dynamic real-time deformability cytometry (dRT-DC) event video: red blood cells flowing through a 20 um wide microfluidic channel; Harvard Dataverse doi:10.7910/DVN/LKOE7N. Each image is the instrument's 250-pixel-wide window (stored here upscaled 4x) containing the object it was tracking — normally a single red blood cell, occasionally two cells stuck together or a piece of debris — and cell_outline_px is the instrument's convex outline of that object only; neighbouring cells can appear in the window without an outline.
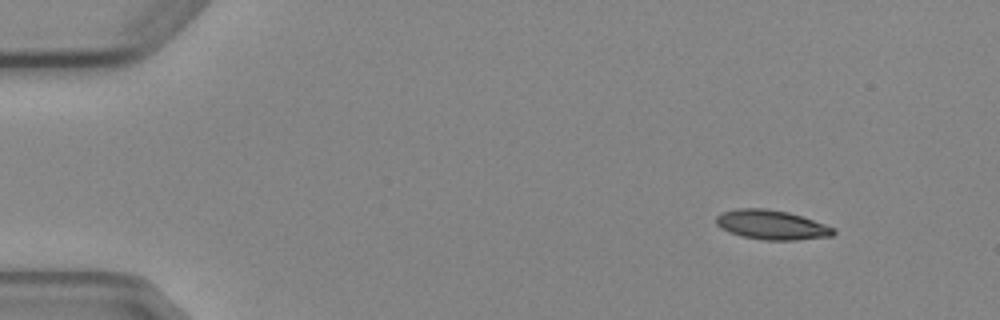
{"species": "Egyptian fruit bat (a non-hibernating species)", "species_latin": "Rousettus aegyptiacus", "temperature_condition": "cold", "stored_images_in_passage": 5, "camera_frame_rate_fps": 3000, "um_per_image_px": 0.085, "animal": {"sex": "female"}, "frame": {"image": 1, "passage_image": 1, "time_ms": 0.0, "image_size_px": [1000, 320], "cell_outline_px": [[836, 232], [832, 236], [796, 240], [764, 240], [740, 236], [728, 232], [720, 228], [716, 224], [716, 216], [724, 212], [736, 208], [764, 208], [788, 212], [836, 228]], "centroid_in_image_um": [65.57, 19.12], "position_along_channel_um": 19.4, "area_um2": 20.17}}
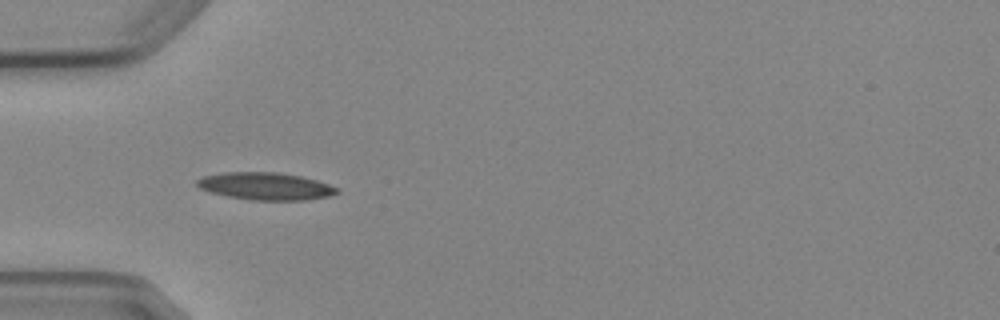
{"frame": {"image": 2, "passage_image": 4, "time_ms": 3.667, "image_size_px": [1000, 320], "cell_outline_px": [[340, 192], [328, 196], [304, 200], [252, 200], [228, 196], [208, 192], [200, 188], [196, 184], [196, 180], [204, 176], [224, 172], [280, 172], [300, 176], [316, 180], [328, 184], [336, 188]], "centroid_in_image_um": [22.54, 15.82], "position_along_channel_um": 62.5, "area_um2": 22.25}}
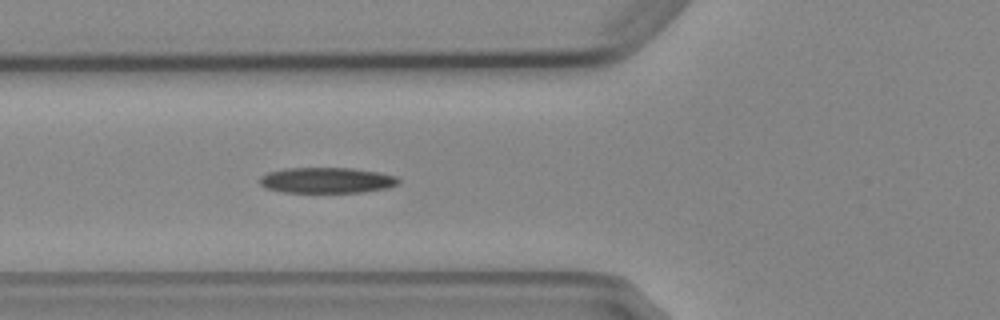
{"frame": {"image": 3, "passage_image": 5, "time_ms": 4.667, "image_size_px": [1000, 320], "cell_outline_px": [[400, 184], [388, 188], [364, 192], [284, 192], [264, 188], [260, 184], [260, 176], [268, 172], [284, 168], [352, 168], [376, 172], [396, 176], [400, 180]], "centroid_in_image_um": [27.77, 15.32], "position_along_channel_um": 98.0, "area_um2": 20.87}}